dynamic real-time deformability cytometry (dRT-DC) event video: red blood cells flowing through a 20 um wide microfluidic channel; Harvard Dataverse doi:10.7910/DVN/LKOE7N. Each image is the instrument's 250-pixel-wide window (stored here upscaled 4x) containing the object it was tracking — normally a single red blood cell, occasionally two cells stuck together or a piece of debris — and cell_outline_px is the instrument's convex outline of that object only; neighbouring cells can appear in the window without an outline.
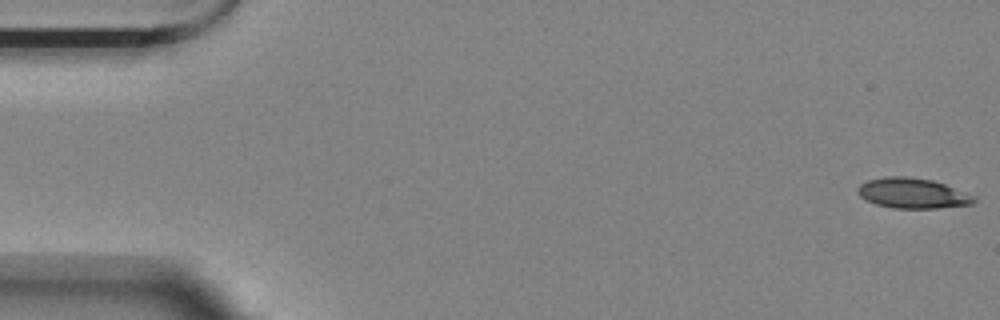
{"species": "Egyptian fruit bat (a non-hibernating species)", "species_latin": "Rousettus aegyptiacus", "temperature_condition": "room temperature", "stored_images_in_passage": 4, "camera_frame_rate_fps": 3000, "um_per_image_px": 0.085, "animal": {"sex": "female"}, "frame": {"image": 1, "passage_image": 1, "time_ms": 0.0, "image_size_px": [1000, 320], "cell_outline_px": [[976, 200], [972, 204], [936, 208], [892, 208], [876, 204], [860, 196], [856, 192], [856, 188], [860, 184], [868, 180], [884, 176], [904, 176], [932, 180], [944, 184], [976, 196]], "centroid_in_image_um": [77.55, 16.42], "position_along_channel_um": 7.5, "area_um2": 20.46}}